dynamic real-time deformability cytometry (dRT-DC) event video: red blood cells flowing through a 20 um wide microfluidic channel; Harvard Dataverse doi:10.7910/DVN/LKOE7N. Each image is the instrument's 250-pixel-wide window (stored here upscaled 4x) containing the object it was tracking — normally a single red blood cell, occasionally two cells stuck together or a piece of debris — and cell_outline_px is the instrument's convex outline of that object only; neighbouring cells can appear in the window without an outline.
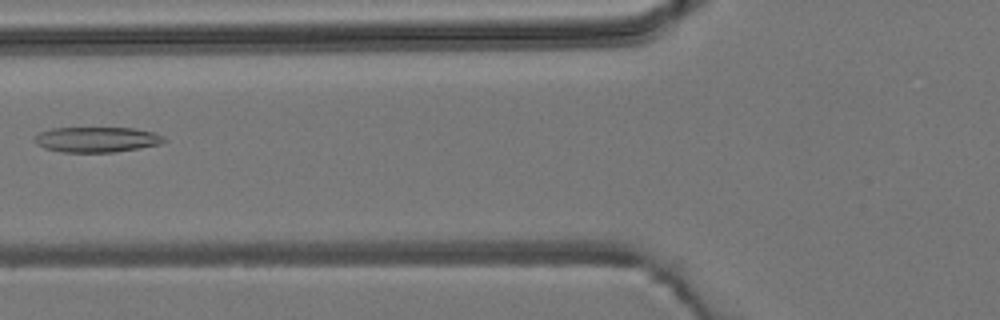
{"species": "common noctule bat (a hibernating species)", "species_latin": "Nyctalus noctula", "temperature_condition": "room temperature", "stored_images_in_passage": 3, "camera_frame_rate_fps": 3000, "um_per_image_px": 0.085, "animal": {"sex": "male", "body_mass_g": 19.2, "forearm_length_mm": 51.8}, "frame": {"image": 1, "passage_image": 3, "time_ms": 2.333, "image_size_px": [1000, 320], "cell_outline_px": [[168, 140], [160, 144], [112, 152], [60, 152], [44, 148], [36, 144], [36, 136], [40, 132], [52, 128], [132, 128], [152, 132], [164, 136]], "centroid_in_image_um": [8.22, 11.86], "position_along_channel_um": 117.6, "area_um2": 18.9}}